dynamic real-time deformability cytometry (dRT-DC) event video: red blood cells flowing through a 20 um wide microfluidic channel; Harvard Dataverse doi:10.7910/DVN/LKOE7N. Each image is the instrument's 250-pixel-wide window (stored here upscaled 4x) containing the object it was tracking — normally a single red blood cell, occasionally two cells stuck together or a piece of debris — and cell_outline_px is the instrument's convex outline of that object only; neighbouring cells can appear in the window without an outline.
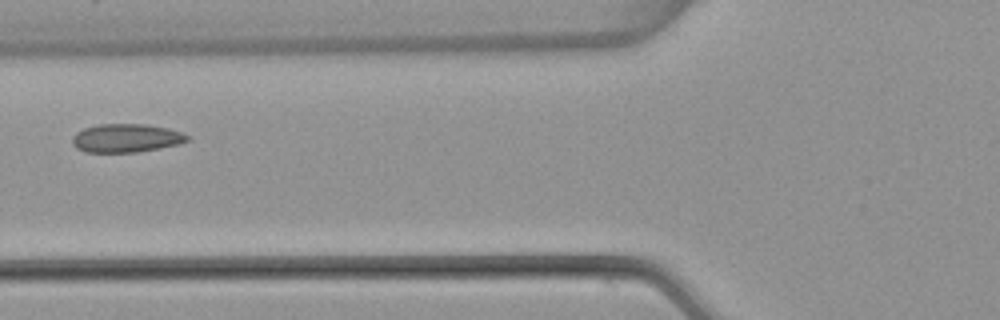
{"species": "common noctule bat (a hibernating species)", "species_latin": "Nyctalus noctula", "temperature_condition": "warm", "stored_images_in_passage": 5, "camera_frame_rate_fps": 3000, "um_per_image_px": 0.085, "animal": {"sex": "female", "body_mass_g": 22.7, "forearm_length_mm": 54.2}, "frame": {"image": 1, "passage_image": 5, "time_ms": 1.333, "image_size_px": [1000, 320], "cell_outline_px": [[192, 140], [180, 144], [160, 148], [136, 152], [84, 152], [76, 148], [72, 144], [72, 136], [76, 132], [84, 128], [100, 124], [144, 124], [168, 128], [192, 136]], "centroid_in_image_um": [10.75, 11.74], "position_along_channel_um": 115.0, "area_um2": 19.31}}